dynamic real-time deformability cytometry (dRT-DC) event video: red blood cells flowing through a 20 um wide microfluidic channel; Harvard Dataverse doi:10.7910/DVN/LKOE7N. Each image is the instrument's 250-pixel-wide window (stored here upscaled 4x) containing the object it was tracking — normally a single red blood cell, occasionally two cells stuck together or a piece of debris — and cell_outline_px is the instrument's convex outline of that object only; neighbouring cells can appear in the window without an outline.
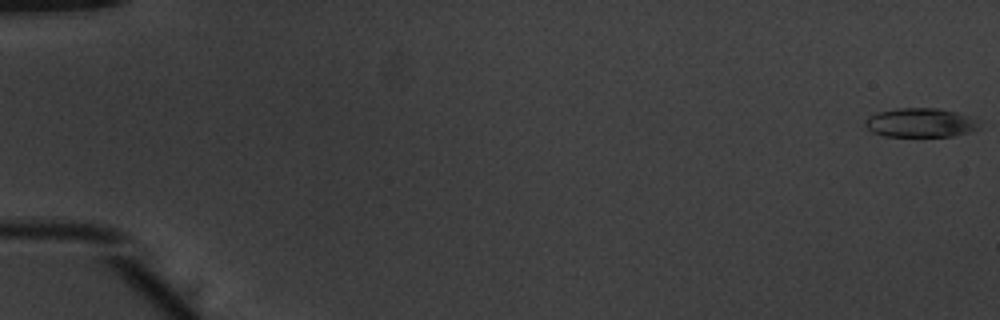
{"species": "common noctule bat (a hibernating species)", "species_latin": "Nyctalus noctula", "temperature_condition": "warm", "stored_images_in_passage": 49, "camera_frame_rate_fps": 3000, "um_per_image_px": 0.085, "animal": {"sex": "male", "body_mass_g": 20.1, "forearm_length_mm": 53.5}, "frame": {"image": 1, "passage_image": 1, "time_ms": 0.0, "image_size_px": [1000, 320], "cell_outline_px": [[980, 128], [968, 132], [952, 136], [884, 136], [872, 132], [864, 124], [864, 120], [868, 116], [876, 112], [896, 108], [936, 108], [956, 112], [980, 120]], "centroid_in_image_um": [78.23, 10.42], "position_along_channel_um": 6.8, "area_um2": 19.48}}
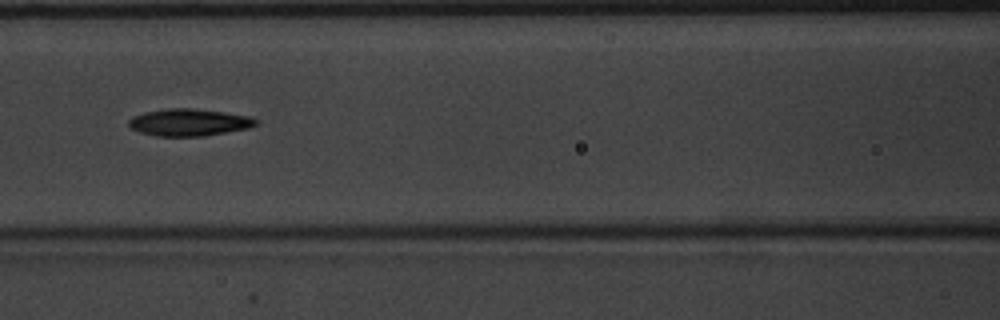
{"frame": {"image": 2, "passage_image": 25, "time_ms": 8.0, "image_size_px": [1000, 320], "cell_outline_px": [[260, 124], [248, 128], [204, 136], [156, 136], [140, 132], [132, 128], [128, 124], [128, 120], [132, 116], [144, 112], [168, 108], [192, 108], [224, 112], [248, 116], [256, 120]], "centroid_in_image_um": [16.05, 10.4], "position_along_channel_um": 150.5, "area_um2": 20.06}}
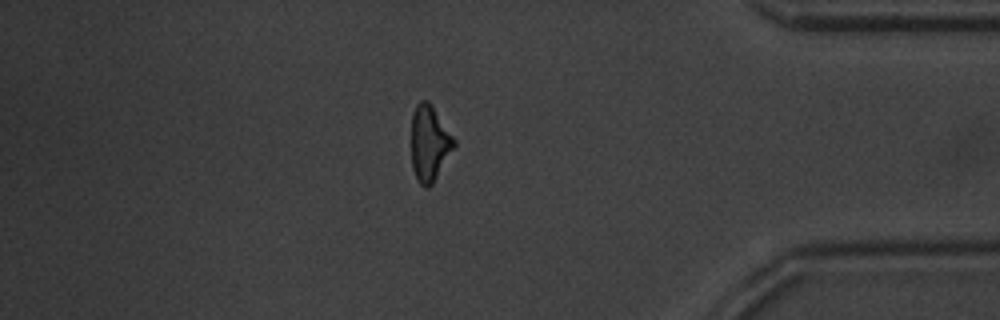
{"frame": {"image": 3, "passage_image": 46, "time_ms": 15.0, "image_size_px": [1000, 320], "cell_outline_px": [[456, 144], [432, 184], [428, 188], [424, 188], [420, 184], [412, 168], [412, 112], [416, 104], [420, 100], [428, 100], [432, 104], [456, 140]], "centroid_in_image_um": [36.5, 12.14], "position_along_channel_um": 398.7, "area_um2": 18.84}, "authors_computed_cell_mechanics": {"area_um2": 19.8254, "velocity_mm_per_s": 3.9421, "shape_relaxation_time_tau1_ms": 3.9009, "shape_relaxation_time_tau2_ms": 9.7, "deformation_change_tau1": 0.1477, "deformation_change_tau2": 0.2405}}